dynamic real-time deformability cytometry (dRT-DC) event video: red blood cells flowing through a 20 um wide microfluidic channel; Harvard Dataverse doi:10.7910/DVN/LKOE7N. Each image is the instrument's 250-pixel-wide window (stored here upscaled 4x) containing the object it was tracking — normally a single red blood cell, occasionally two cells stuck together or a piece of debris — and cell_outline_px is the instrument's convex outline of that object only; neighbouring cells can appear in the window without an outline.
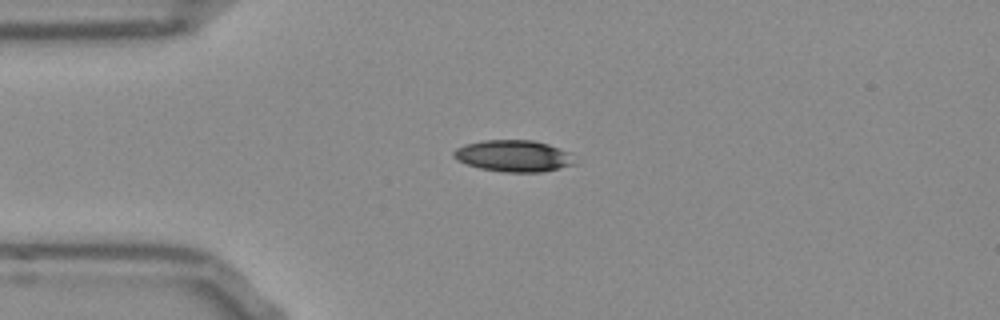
{"species": "Egyptian fruit bat (a non-hibernating species)", "species_latin": "Rousettus aegyptiacus", "temperature_condition": "room temperature", "stored_images_in_passage": 41, "camera_frame_rate_fps": 3000, "um_per_image_px": 0.085, "frame": {"image": 1, "passage_image": 1, "time_ms": 0.0, "image_size_px": [1000, 320], "cell_outline_px": [[576, 164], [560, 168], [540, 172], [504, 172], [480, 168], [468, 164], [452, 156], [452, 152], [456, 148], [464, 144], [484, 140], [532, 140], [548, 144], [568, 152]], "centroid_in_image_um": [43.63, 13.25], "position_along_channel_um": 41.4, "area_um2": 22.08}}
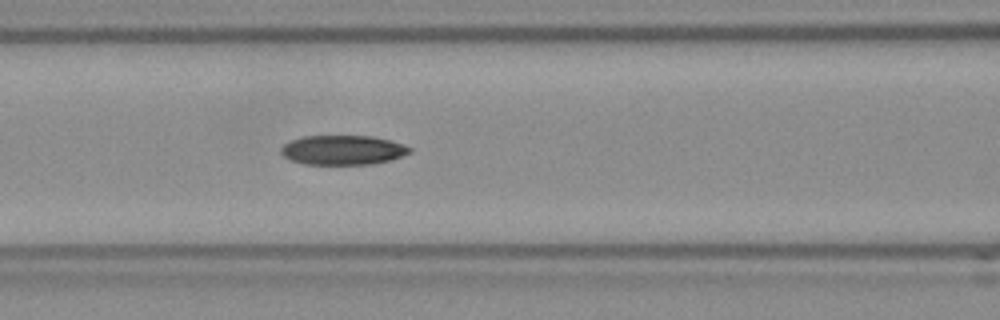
{"frame": {"image": 2, "passage_image": 10, "time_ms": 3.0, "image_size_px": [1000, 320], "cell_outline_px": [[412, 152], [388, 160], [372, 164], [304, 164], [292, 160], [284, 156], [280, 152], [280, 148], [284, 144], [292, 140], [304, 136], [372, 136], [392, 140], [404, 144], [412, 148]], "centroid_in_image_um": [29.16, 12.74], "position_along_channel_um": 137.4, "area_um2": 22.08}}
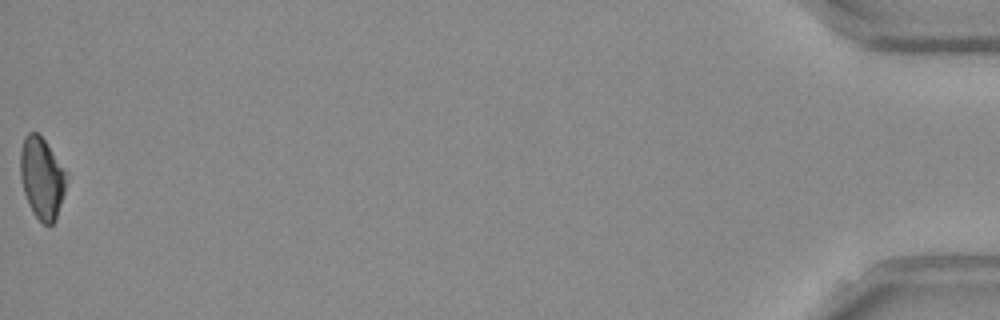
{"frame": {"image": 3, "passage_image": 41, "time_ms": 13.333, "image_size_px": [1000, 320], "cell_outline_px": [[68, 180], [56, 220], [52, 224], [44, 224], [32, 212], [28, 204], [24, 192], [20, 176], [20, 152], [24, 136], [28, 132], [36, 132], [44, 140], [68, 172]], "centroid_in_image_um": [3.57, 15.13], "position_along_channel_um": 431.6, "area_um2": 22.08}, "authors_computed_cell_mechanics": {"area_um2": 22.7732, "velocity_mm_per_s": 3.8692, "shape_relaxation_time_tau1_ms": 4.9486, "shape_relaxation_time_tau2_ms": null, "deformation_change_tau1": 0.1539, "deformation_change_tau2": null}}